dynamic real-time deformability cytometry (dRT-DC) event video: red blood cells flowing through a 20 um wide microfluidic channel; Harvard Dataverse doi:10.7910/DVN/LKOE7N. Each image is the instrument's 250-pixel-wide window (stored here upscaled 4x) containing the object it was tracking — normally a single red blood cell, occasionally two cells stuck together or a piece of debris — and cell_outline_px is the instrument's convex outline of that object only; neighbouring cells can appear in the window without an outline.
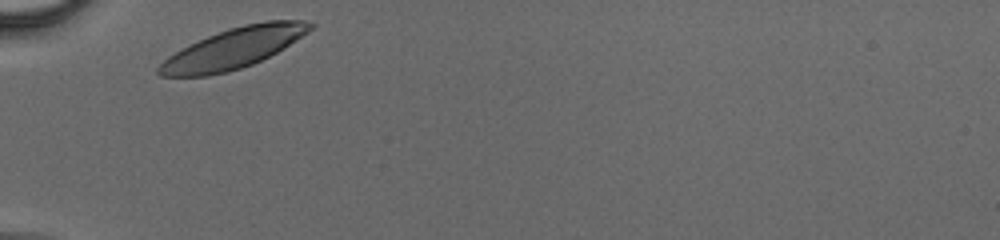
{"species": "human", "species_latin": "Homo sapiens", "temperature_condition": "cold", "stored_images_in_passage": 25, "camera_frame_rate_fps": 3000, "um_per_image_px": 0.085, "donor": {"sex": "male"}, "frame": {"image": 1, "passage_image": 1, "time_ms": 0.0, "image_size_px": [1000, 240], "cell_outline_px": [[316, 24], [308, 32], [276, 52], [252, 64], [228, 72], [208, 76], [160, 76], [156, 72], [156, 68], [168, 56], [208, 36], [228, 28], [244, 24], [268, 20], [304, 20]], "centroid_in_image_um": [19.84, 4.1], "position_along_channel_um": 65.2, "area_um2": 35.14}}
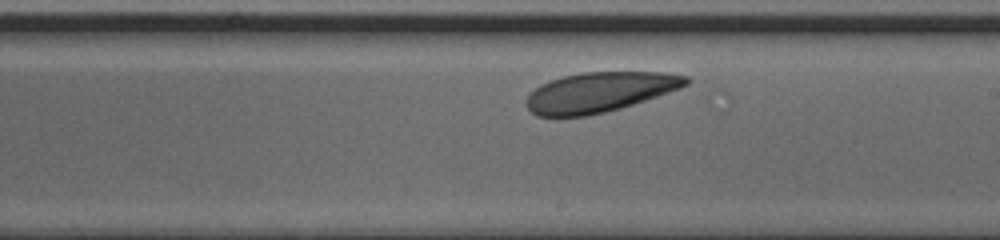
{"frame": {"image": 2, "passage_image": 14, "time_ms": 4.333, "image_size_px": [1000, 240], "cell_outline_px": [[692, 80], [688, 84], [680, 88], [620, 108], [588, 116], [536, 116], [524, 104], [528, 96], [540, 84], [564, 76], [580, 72], [660, 72], [688, 76]], "centroid_in_image_um": [50.96, 7.83], "position_along_channel_um": 238.0, "area_um2": 36.88}}
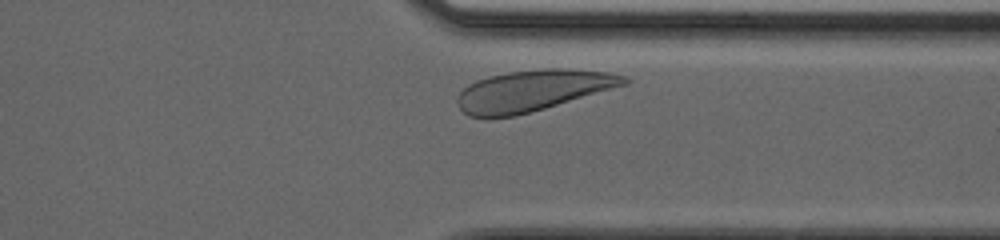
{"frame": {"image": 3, "passage_image": 23, "time_ms": 7.333, "image_size_px": [1000, 240], "cell_outline_px": [[632, 80], [628, 84], [516, 116], [484, 120], [468, 116], [460, 108], [456, 100], [460, 92], [468, 84], [476, 80], [488, 76], [508, 72], [544, 68], [564, 68], [608, 72], [624, 76]], "centroid_in_image_um": [45.23, 7.72], "position_along_channel_um": 366.2, "area_um2": 40.29}}